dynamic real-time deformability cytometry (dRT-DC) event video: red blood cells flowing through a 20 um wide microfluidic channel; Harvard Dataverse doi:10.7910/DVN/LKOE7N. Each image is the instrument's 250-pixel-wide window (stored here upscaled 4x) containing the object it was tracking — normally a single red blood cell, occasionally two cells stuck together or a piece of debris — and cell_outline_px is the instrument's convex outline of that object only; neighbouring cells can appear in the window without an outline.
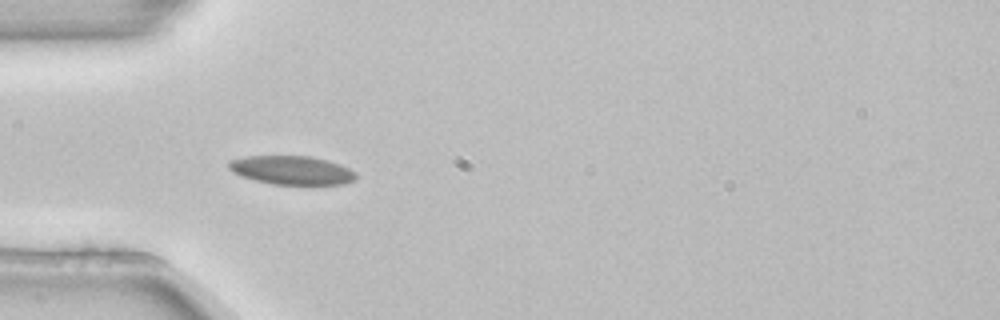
{"species": "common noctule bat (a hibernating species)", "species_latin": "Nyctalus noctula", "temperature_condition": "room temperature", "stored_images_in_passage": 1, "camera_frame_rate_fps": 3000, "um_per_image_px": 0.085, "animal": {"sex": "female", "body_mass_g": 22.7, "forearm_length_mm": 54.2}, "frame": {"image": 1, "passage_image": 1, "time_ms": 0.0, "image_size_px": [1000, 320], "cell_outline_px": [[356, 180], [344, 184], [272, 184], [256, 180], [232, 172], [228, 168], [228, 160], [248, 156], [308, 156], [328, 160], [340, 164], [356, 172]], "centroid_in_image_um": [24.81, 14.46], "position_along_channel_um": 60.2, "area_um2": 21.21}}